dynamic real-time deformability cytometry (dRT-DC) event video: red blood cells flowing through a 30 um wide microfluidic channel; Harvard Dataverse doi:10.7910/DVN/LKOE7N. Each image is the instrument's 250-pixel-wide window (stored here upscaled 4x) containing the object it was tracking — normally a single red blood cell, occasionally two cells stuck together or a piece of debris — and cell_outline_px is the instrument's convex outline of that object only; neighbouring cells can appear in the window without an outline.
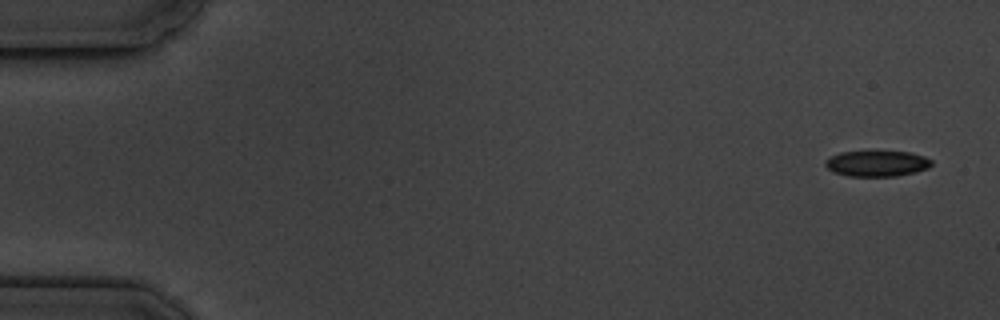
{"species": "common noctule bat (a hibernating species)", "species_latin": "Nyctalus noctula", "temperature_condition": "cold", "stored_images_in_passage": 16, "camera_frame_rate_fps": 3000, "um_per_image_px": 0.085, "animal": {"sex": "male", "body_mass_g": 19.5, "forearm_length_mm": 54.6}, "frame": {"image": 1, "passage_image": 1, "time_ms": 0.0, "image_size_px": [1000, 320], "cell_outline_px": [[932, 164], [928, 168], [916, 172], [896, 176], [848, 176], [832, 172], [824, 164], [824, 160], [828, 156], [840, 152], [912, 152], [924, 156], [932, 160]], "centroid_in_image_um": [74.51, 13.9], "position_along_channel_um": 10.5, "area_um2": 16.07}}
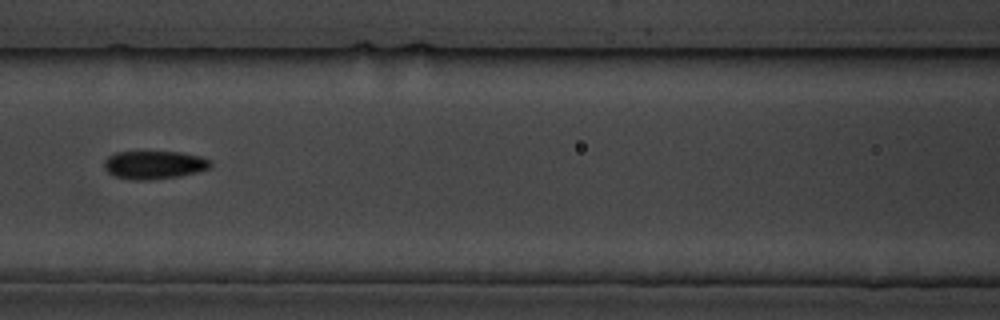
{"frame": {"image": 2, "passage_image": 7, "time_ms": 7.667, "image_size_px": [1000, 320], "cell_outline_px": [[212, 168], [180, 176], [152, 180], [136, 180], [116, 176], [108, 172], [104, 168], [104, 160], [108, 156], [116, 152], [180, 152], [200, 156], [212, 160]], "centroid_in_image_um": [13.14, 14.01], "position_along_channel_um": 153.5, "area_um2": 17.57}}
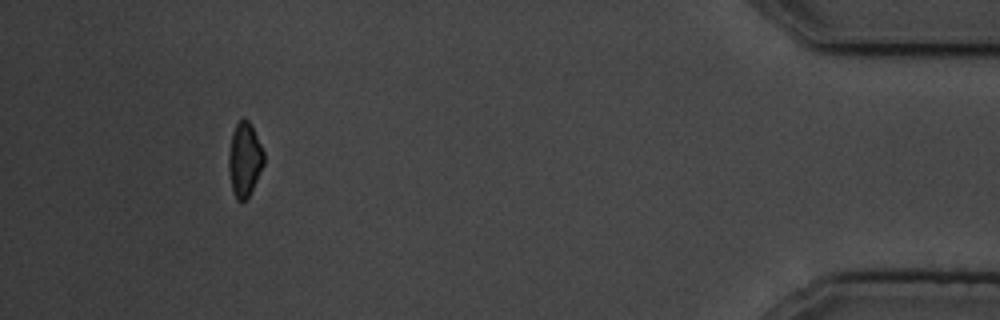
{"frame": {"image": 3, "passage_image": 15, "time_ms": 16.667, "image_size_px": [1000, 320], "cell_outline_px": [[264, 164], [248, 196], [244, 200], [236, 200], [232, 188], [228, 168], [228, 152], [232, 132], [236, 124], [244, 116], [252, 124], [264, 152]], "centroid_in_image_um": [20.78, 13.49], "position_along_channel_um": 414.4, "area_um2": 15.2}, "authors_computed_cell_mechanics": {"area_um2": 16.473, "velocity_mm_per_s": 3.5861, "shape_relaxation_time_tau1_ms": 3.4238, "shape_relaxation_time_tau2_ms": 5.5351, "deformation_change_tau1": 0.0713, "deformation_change_tau2": 0.079}}